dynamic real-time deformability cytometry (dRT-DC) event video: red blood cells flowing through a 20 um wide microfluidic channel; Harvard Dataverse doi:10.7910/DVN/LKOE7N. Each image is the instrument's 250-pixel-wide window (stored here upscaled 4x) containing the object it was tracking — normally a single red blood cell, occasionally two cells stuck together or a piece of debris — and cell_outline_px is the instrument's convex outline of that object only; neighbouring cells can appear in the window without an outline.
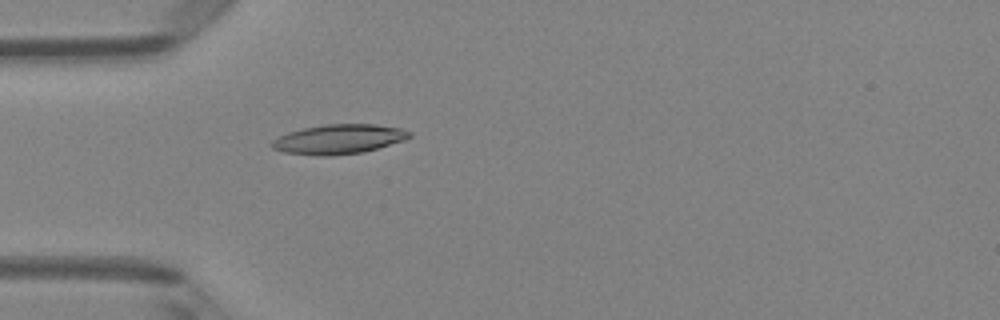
{"species": "Egyptian fruit bat (a non-hibernating species)", "species_latin": "Rousettus aegyptiacus", "temperature_condition": "room temperature", "stored_images_in_passage": 5, "camera_frame_rate_fps": 3000, "um_per_image_px": 0.085, "animal": {"sex": "female"}, "frame": {"image": 1, "passage_image": 5, "time_ms": 4.667, "image_size_px": [1000, 320], "cell_outline_px": [[412, 136], [404, 140], [376, 148], [360, 152], [332, 156], [320, 156], [284, 152], [272, 148], [268, 144], [276, 136], [288, 132], [304, 128], [324, 124], [376, 124], [400, 128], [412, 132]], "centroid_in_image_um": [28.74, 11.82], "position_along_channel_um": 56.3, "area_um2": 23.76}}